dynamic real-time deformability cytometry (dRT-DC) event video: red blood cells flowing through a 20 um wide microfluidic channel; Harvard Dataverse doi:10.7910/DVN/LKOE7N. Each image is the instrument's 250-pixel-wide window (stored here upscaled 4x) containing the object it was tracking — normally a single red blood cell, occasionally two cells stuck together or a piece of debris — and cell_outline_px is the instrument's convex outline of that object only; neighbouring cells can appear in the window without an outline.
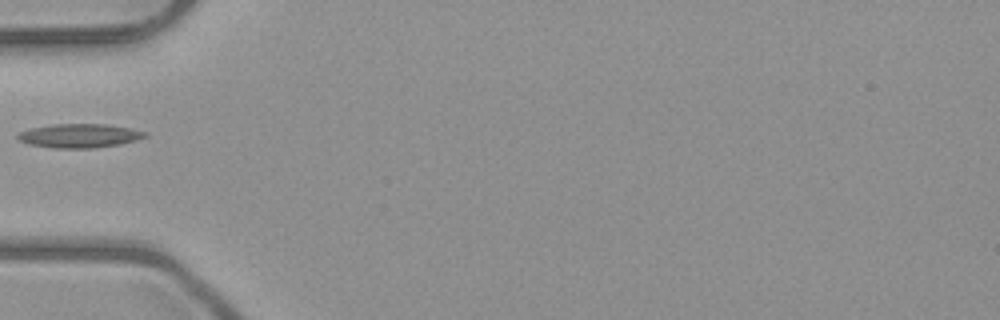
{"species": "common noctule bat (a hibernating species)", "species_latin": "Nyctalus noctula", "temperature_condition": "room temperature", "stored_images_in_passage": 1, "camera_frame_rate_fps": 3000, "um_per_image_px": 0.085, "animal": {"sex": "male", "body_mass_g": 23.1, "forearm_length_mm": 52.7}, "frame": {"image": 1, "passage_image": 1, "time_ms": 0.0, "image_size_px": [1000, 320], "cell_outline_px": [[148, 136], [136, 140], [120, 144], [92, 148], [52, 148], [28, 144], [20, 140], [16, 136], [20, 132], [28, 128], [52, 124], [108, 124], [148, 132]], "centroid_in_image_um": [6.74, 11.53], "position_along_channel_um": 78.3, "area_um2": 17.8}}